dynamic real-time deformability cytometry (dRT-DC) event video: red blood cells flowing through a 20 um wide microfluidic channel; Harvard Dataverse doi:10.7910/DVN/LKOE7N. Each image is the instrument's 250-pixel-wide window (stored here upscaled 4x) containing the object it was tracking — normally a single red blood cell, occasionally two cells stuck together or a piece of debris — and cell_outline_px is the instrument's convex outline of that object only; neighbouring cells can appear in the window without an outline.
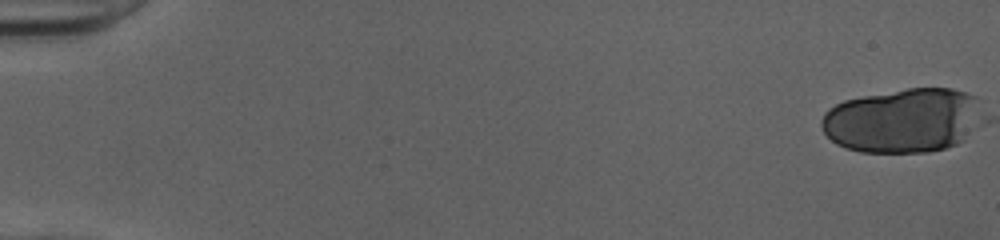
{"species": "human", "species_latin": "Homo sapiens", "temperature_condition": "cold", "stored_images_in_passage": 41, "camera_frame_rate_fps": 3000, "um_per_image_px": 0.085, "donor": {"sex": "female"}, "frame": {"image": 1, "passage_image": 1, "time_ms": 0.0, "image_size_px": [1000, 240], "cell_outline_px": [[976, 96], [964, 140], [956, 144], [944, 148], [928, 152], [860, 152], [836, 144], [820, 128], [820, 120], [824, 112], [828, 108], [844, 100], [864, 96], [908, 88], [952, 88]], "centroid_in_image_um": [76.54, 10.24], "position_along_channel_um": 8.5, "area_um2": 58.61}}